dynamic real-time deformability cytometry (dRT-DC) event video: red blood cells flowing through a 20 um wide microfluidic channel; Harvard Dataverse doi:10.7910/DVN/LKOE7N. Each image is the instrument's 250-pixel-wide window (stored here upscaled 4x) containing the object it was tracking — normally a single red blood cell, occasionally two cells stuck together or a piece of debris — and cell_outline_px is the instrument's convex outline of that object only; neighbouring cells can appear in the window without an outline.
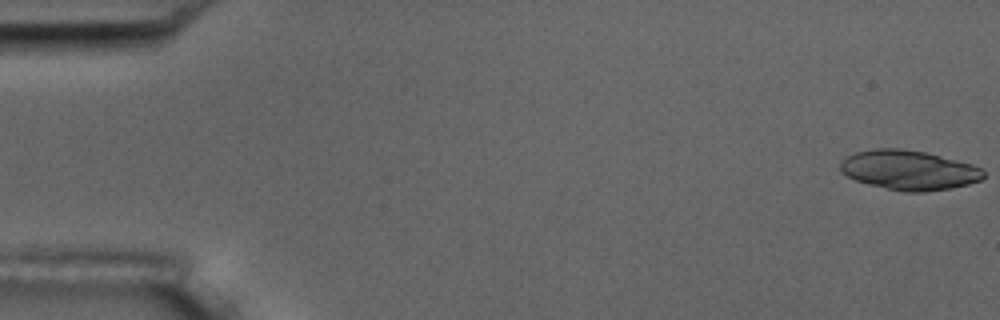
{"species": "common noctule bat (a hibernating species)", "species_latin": "Nyctalus noctula", "temperature_condition": "room temperature", "stored_images_in_passage": 6, "camera_frame_rate_fps": 3000, "um_per_image_px": 0.085, "animal": {"sex": "male", "body_mass_g": 17.5, "forearm_length_mm": 52.3}, "frame": {"image": 1, "passage_image": 1, "time_ms": 0.0, "image_size_px": [1000, 320], "cell_outline_px": [[984, 176], [980, 180], [968, 184], [952, 188], [924, 192], [904, 192], [868, 184], [856, 180], [840, 172], [840, 160], [856, 152], [876, 148], [900, 148], [924, 152], [972, 164], [980, 168], [984, 172]], "centroid_in_image_um": [77.23, 14.46], "position_along_channel_um": 7.8, "area_um2": 32.95}}